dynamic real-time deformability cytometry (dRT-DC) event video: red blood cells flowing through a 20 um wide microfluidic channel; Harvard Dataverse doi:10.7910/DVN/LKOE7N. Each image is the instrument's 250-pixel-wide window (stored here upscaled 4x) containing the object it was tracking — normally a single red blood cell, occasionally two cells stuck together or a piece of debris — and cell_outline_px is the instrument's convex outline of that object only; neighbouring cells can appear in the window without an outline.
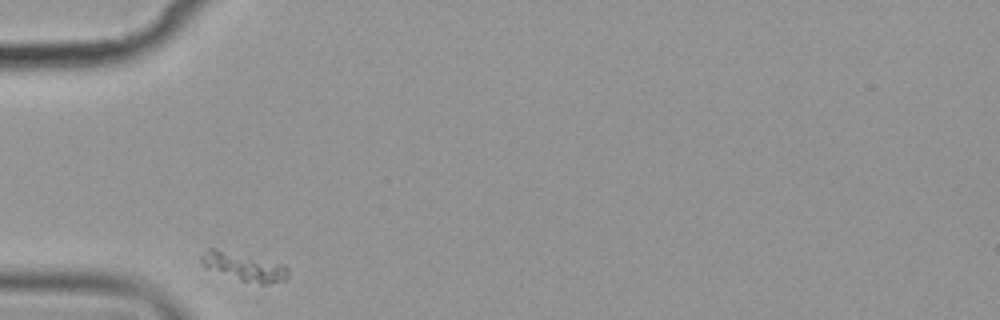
{"species": "common noctule bat (a hibernating species)", "species_latin": "Nyctalus noctula", "temperature_condition": "cold", "stored_images_in_passage": 2, "camera_frame_rate_fps": 3000, "um_per_image_px": 0.085, "animal": {"sex": "female", "body_mass_g": 19.9}, "frame": {"image": 1, "passage_image": 1, "time_ms": 0.0, "image_size_px": [1000, 320], "cell_outline_px": [[288, 276], [284, 280], [264, 284], [260, 284], [240, 280], [204, 268], [200, 260], [200, 256], [208, 248], [212, 248], [280, 264], [288, 268]], "centroid_in_image_um": [20.67, 22.69], "position_along_channel_um": 64.3, "area_um2": 13.76}}